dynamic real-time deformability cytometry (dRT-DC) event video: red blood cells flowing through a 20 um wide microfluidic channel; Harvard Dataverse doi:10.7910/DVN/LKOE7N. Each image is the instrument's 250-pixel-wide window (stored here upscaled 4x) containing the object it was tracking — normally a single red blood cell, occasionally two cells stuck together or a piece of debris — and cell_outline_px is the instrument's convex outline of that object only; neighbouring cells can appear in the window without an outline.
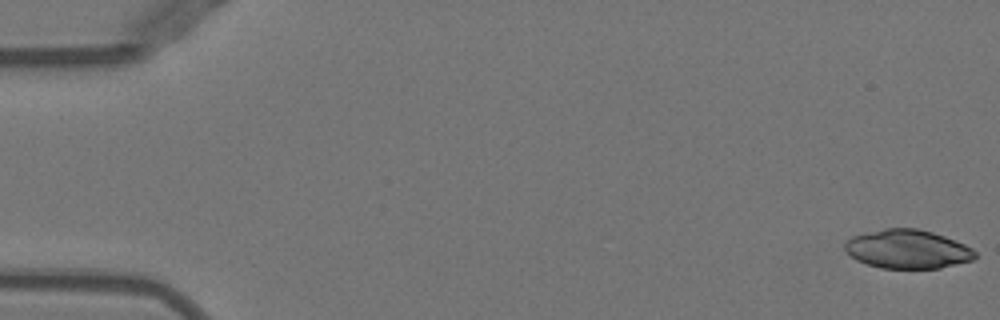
{"species": "Egyptian fruit bat (a non-hibernating species)", "species_latin": "Rousettus aegyptiacus", "temperature_condition": "warm", "stored_images_in_passage": 51, "camera_frame_rate_fps": 3000, "um_per_image_px": 0.085, "animal": {"sex": "female"}, "frame": {"image": 1, "passage_image": 1, "time_ms": 0.0, "image_size_px": [1000, 320], "cell_outline_px": [[976, 256], [972, 260], [940, 268], [880, 268], [856, 260], [844, 248], [844, 244], [852, 236], [864, 232], [884, 228], [916, 228], [932, 232], [956, 240], [972, 248], [976, 252]], "centroid_in_image_um": [77.14, 21.17], "position_along_channel_um": 7.9, "area_um2": 29.42}}
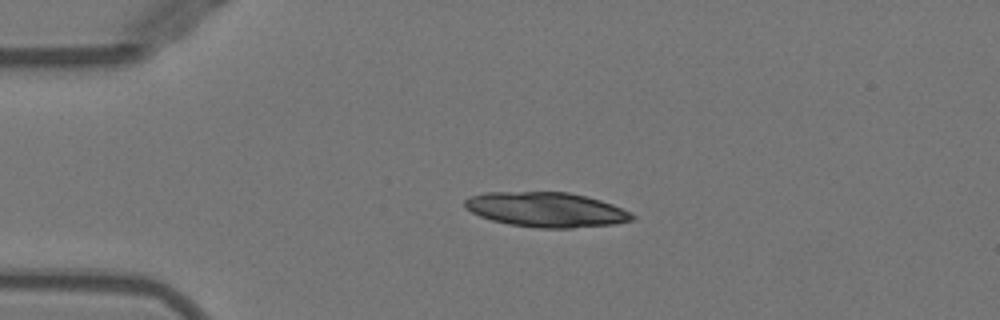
{"frame": {"image": 2, "passage_image": 12, "time_ms": 3.667, "image_size_px": [1000, 320], "cell_outline_px": [[636, 216], [632, 220], [616, 224], [572, 228], [540, 228], [508, 224], [492, 220], [480, 216], [464, 208], [464, 200], [468, 196], [484, 192], [568, 192], [600, 200], [612, 204], [632, 212]], "centroid_in_image_um": [46.42, 17.82], "position_along_channel_um": 38.6, "area_um2": 34.1}}
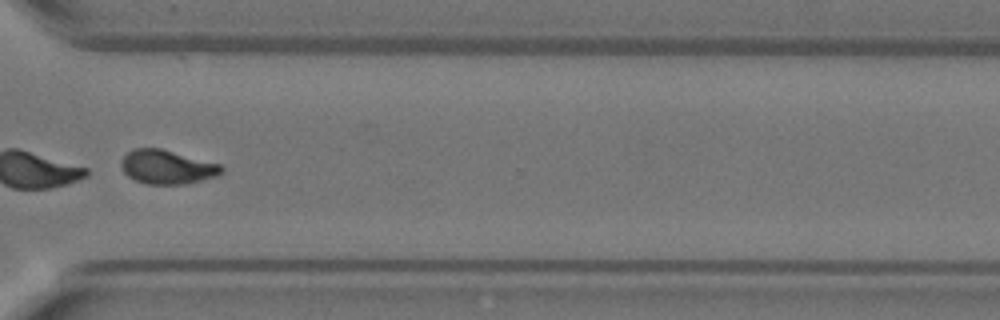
{"frame": {"image": 3, "passage_image": 39, "time_ms": 12.667, "image_size_px": [1000, 320], "cell_outline_px": [[224, 172], [216, 176], [184, 184], [144, 184], [128, 176], [124, 172], [120, 164], [120, 160], [132, 148], [160, 148], [220, 164], [224, 168]], "centroid_in_image_um": [14.18, 14.19], "position_along_channel_um": 356.4, "area_um2": 19.83}}